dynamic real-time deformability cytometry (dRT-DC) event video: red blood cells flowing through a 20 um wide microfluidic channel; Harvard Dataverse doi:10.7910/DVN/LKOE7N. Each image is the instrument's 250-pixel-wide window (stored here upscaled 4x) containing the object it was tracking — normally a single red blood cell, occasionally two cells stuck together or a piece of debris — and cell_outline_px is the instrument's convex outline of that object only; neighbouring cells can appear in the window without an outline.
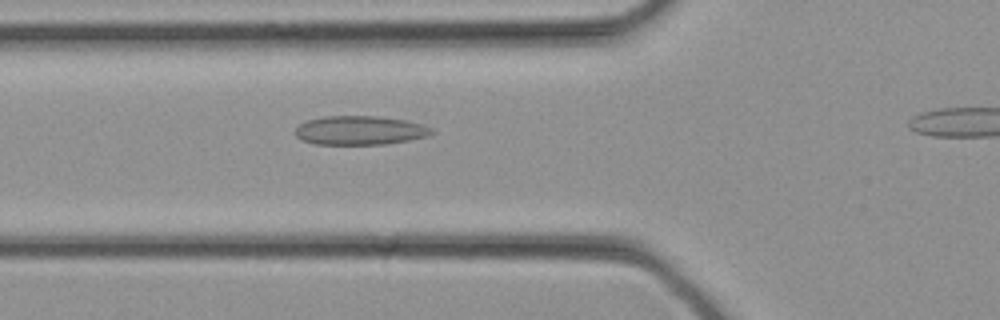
{"species": "common noctule bat (a hibernating species)", "species_latin": "Nyctalus noctula", "temperature_condition": "cold", "stored_images_in_passage": 20, "camera_frame_rate_fps": 3000, "um_per_image_px": 0.085, "animal": {"sex": "female", "body_mass_g": 21.9}, "frame": {"image": 1, "passage_image": 3, "time_ms": 0.667, "image_size_px": [1000, 320], "cell_outline_px": [[436, 132], [428, 136], [408, 140], [384, 144], [316, 144], [300, 140], [292, 132], [300, 124], [308, 120], [324, 116], [376, 116], [404, 120], [424, 124], [432, 128]], "centroid_in_image_um": [30.59, 11.08], "position_along_channel_um": 95.2, "area_um2": 23.12}}
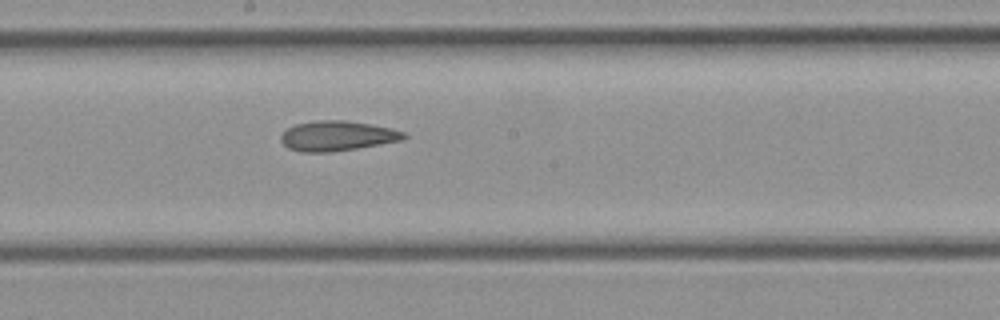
{"frame": {"image": 2, "passage_image": 9, "time_ms": 2.667, "image_size_px": [1000, 320], "cell_outline_px": [[408, 136], [404, 140], [332, 152], [300, 152], [288, 148], [280, 140], [280, 136], [288, 128], [296, 124], [316, 120], [344, 120], [368, 124], [388, 128], [404, 132]], "centroid_in_image_um": [28.64, 11.56], "position_along_channel_um": 219.6, "area_um2": 21.33}}
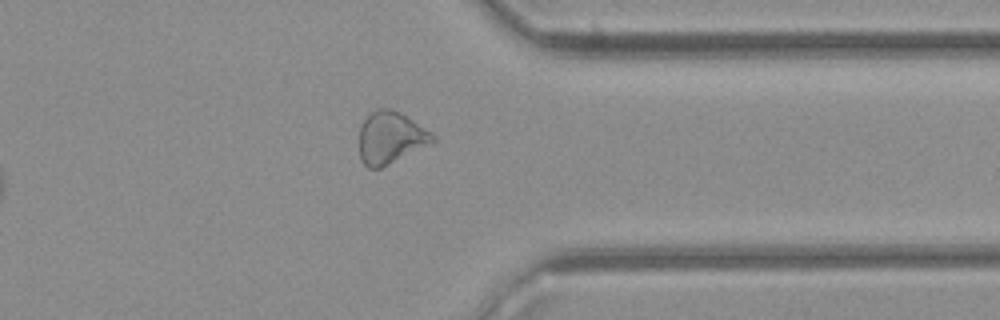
{"frame": {"image": 3, "passage_image": 17, "time_ms": 5.333, "image_size_px": [1000, 320], "cell_outline_px": [[436, 140], [432, 144], [380, 168], [368, 168], [360, 160], [360, 128], [364, 120], [372, 112], [380, 108], [388, 108], [400, 112], [408, 116], [436, 136]], "centroid_in_image_um": [33.22, 11.71], "position_along_channel_um": 378.2, "area_um2": 22.25}}